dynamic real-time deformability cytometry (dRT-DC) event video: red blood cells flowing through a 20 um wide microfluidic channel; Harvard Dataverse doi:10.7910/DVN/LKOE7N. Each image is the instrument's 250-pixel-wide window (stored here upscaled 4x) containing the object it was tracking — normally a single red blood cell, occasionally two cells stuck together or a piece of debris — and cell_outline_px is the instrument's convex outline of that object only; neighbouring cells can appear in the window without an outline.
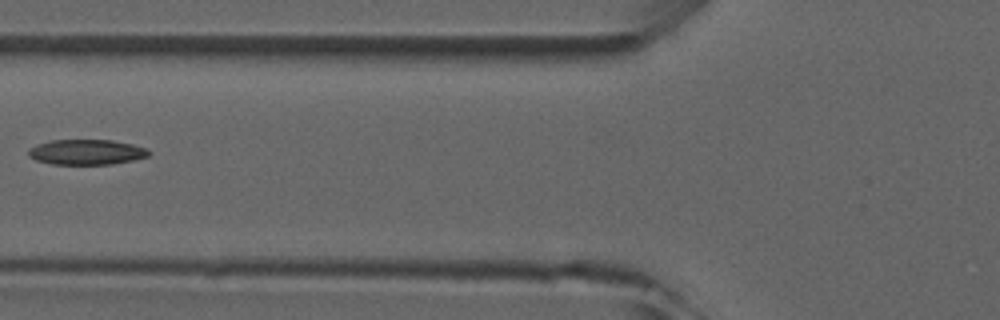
{"species": "common noctule bat (a hibernating species)", "species_latin": "Nyctalus noctula", "temperature_condition": "room temperature", "stored_images_in_passage": 6, "camera_frame_rate_fps": 3000, "um_per_image_px": 0.085, "animal": {"sex": "male", "forearm_length_mm": 52.5}, "frame": {"image": 1, "passage_image": 6, "time_ms": 5.667, "image_size_px": [1000, 320], "cell_outline_px": [[152, 152], [148, 156], [132, 160], [112, 164], [52, 164], [36, 160], [28, 156], [28, 148], [52, 140], [112, 140], [132, 144], [148, 148]], "centroid_in_image_um": [7.38, 12.92], "position_along_channel_um": 118.4, "area_um2": 17.69}}